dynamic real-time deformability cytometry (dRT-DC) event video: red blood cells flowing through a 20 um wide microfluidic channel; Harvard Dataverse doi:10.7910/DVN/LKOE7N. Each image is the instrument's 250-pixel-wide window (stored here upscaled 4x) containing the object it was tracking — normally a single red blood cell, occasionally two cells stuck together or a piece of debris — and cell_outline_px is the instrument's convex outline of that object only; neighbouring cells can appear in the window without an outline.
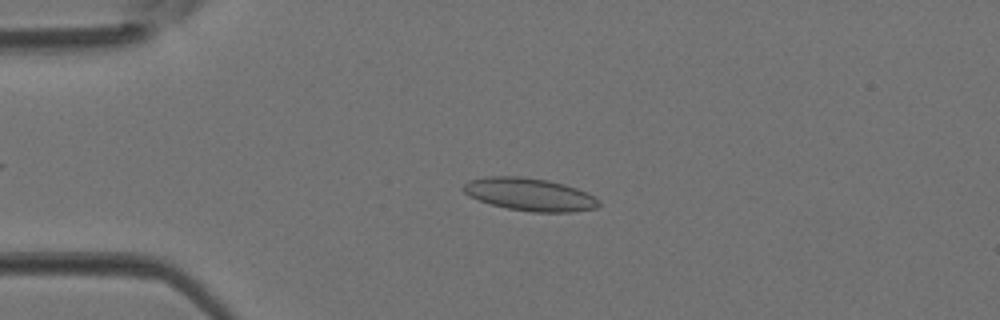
{"species": "Egyptian fruit bat (a non-hibernating species)", "species_latin": "Rousettus aegyptiacus", "temperature_condition": "room temperature", "stored_images_in_passage": 4, "camera_frame_rate_fps": 3000, "um_per_image_px": 0.085, "animal": {"sex": "female"}, "frame": {"image": 1, "passage_image": 3, "time_ms": 0.667, "image_size_px": [1000, 320], "cell_outline_px": [[600, 204], [596, 208], [572, 212], [532, 212], [508, 208], [492, 204], [468, 196], [460, 188], [468, 180], [488, 176], [524, 176], [548, 180], [564, 184], [588, 192], [600, 200]], "centroid_in_image_um": [45.02, 16.51], "position_along_channel_um": 40.0, "area_um2": 26.01}}